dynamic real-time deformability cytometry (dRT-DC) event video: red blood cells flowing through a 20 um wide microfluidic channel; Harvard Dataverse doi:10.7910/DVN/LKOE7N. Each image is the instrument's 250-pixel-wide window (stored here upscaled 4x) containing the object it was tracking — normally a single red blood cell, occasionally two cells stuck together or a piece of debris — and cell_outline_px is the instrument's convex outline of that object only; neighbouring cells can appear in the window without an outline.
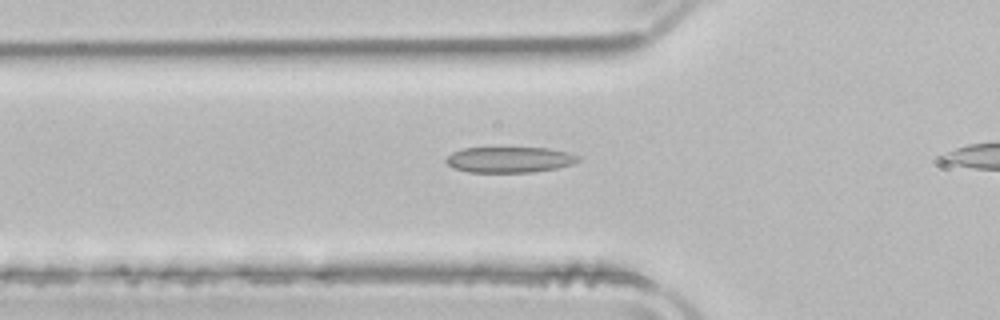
{"species": "common noctule bat (a hibernating species)", "species_latin": "Nyctalus noctula", "temperature_condition": "room temperature", "stored_images_in_passage": 35, "camera_frame_rate_fps": 3000, "um_per_image_px": 0.085, "animal": {"sex": "male", "body_mass_g": 21.5, "forearm_length_mm": 52.0}, "frame": {"image": 1, "passage_image": 10, "time_ms": 3.0, "image_size_px": [1000, 320], "cell_outline_px": [[580, 160], [572, 164], [556, 168], [532, 172], [468, 172], [452, 168], [444, 160], [452, 152], [464, 148], [548, 148], [568, 152], [580, 156]], "centroid_in_image_um": [43.3, 13.57], "position_along_channel_um": 82.5, "area_um2": 19.83}}
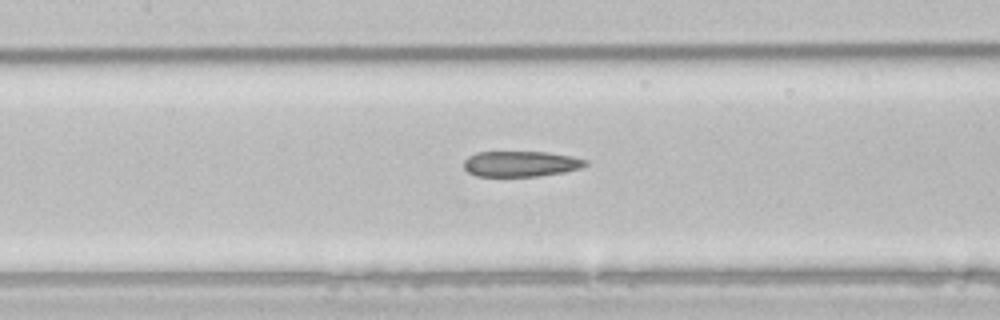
{"frame": {"image": 2, "passage_image": 16, "time_ms": 5.0, "image_size_px": [1000, 320], "cell_outline_px": [[588, 164], [580, 168], [564, 172], [540, 176], [476, 176], [468, 172], [464, 168], [464, 160], [468, 156], [476, 152], [548, 152], [572, 156], [588, 160]], "centroid_in_image_um": [44.27, 13.92], "position_along_channel_um": 163.1, "area_um2": 18.26}}
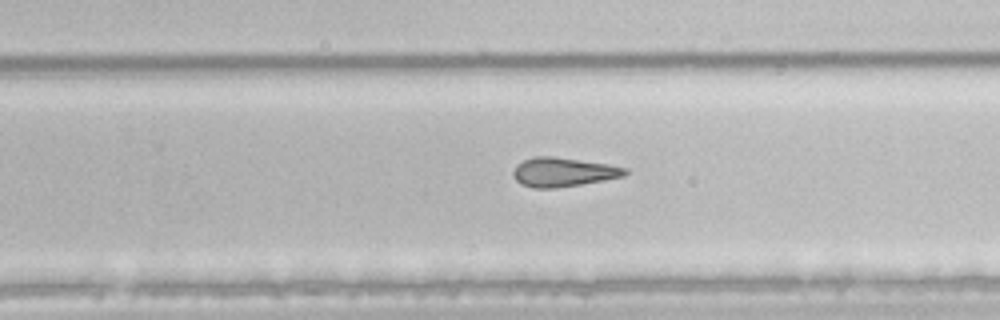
{"frame": {"image": 3, "passage_image": 25, "time_ms": 8.0, "image_size_px": [1000, 320], "cell_outline_px": [[628, 172], [624, 176], [604, 180], [556, 188], [532, 188], [520, 184], [512, 176], [512, 172], [516, 164], [532, 156], [552, 156], [608, 164], [628, 168]], "centroid_in_image_um": [47.83, 14.62], "position_along_channel_um": 282.0, "area_um2": 19.07}}